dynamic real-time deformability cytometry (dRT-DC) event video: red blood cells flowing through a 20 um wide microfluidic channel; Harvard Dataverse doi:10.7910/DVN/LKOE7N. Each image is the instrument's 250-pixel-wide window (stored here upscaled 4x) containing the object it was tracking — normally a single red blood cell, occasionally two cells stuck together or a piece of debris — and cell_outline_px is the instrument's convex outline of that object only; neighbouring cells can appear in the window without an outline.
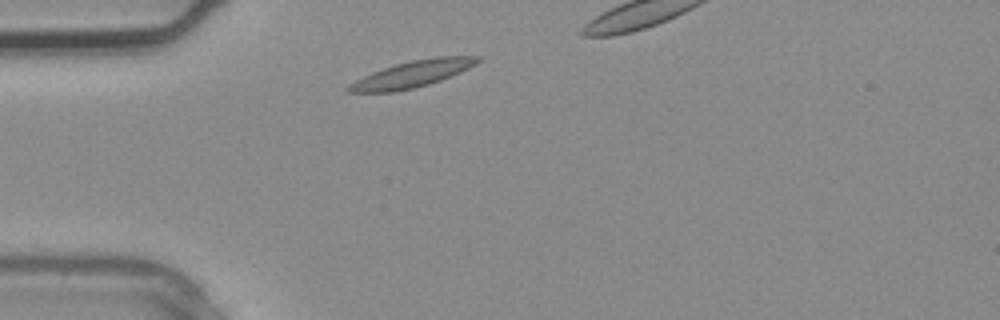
{"species": "common noctule bat (a hibernating species)", "species_latin": "Nyctalus noctula", "temperature_condition": "warm", "stored_images_in_passage": 2, "camera_frame_rate_fps": 3000, "um_per_image_px": 0.085, "animal": {"sex": "male", "body_mass_g": 20.4}, "frame": {"image": 1, "passage_image": 1, "time_ms": 0.0, "image_size_px": [1000, 320], "cell_outline_px": [[484, 56], [476, 64], [460, 72], [440, 80], [428, 84], [412, 88], [392, 92], [348, 92], [344, 88], [356, 80], [372, 72], [396, 64], [412, 60], [432, 56]], "centroid_in_image_um": [35.06, 6.28], "position_along_channel_um": 49.9, "area_um2": 19.77}}